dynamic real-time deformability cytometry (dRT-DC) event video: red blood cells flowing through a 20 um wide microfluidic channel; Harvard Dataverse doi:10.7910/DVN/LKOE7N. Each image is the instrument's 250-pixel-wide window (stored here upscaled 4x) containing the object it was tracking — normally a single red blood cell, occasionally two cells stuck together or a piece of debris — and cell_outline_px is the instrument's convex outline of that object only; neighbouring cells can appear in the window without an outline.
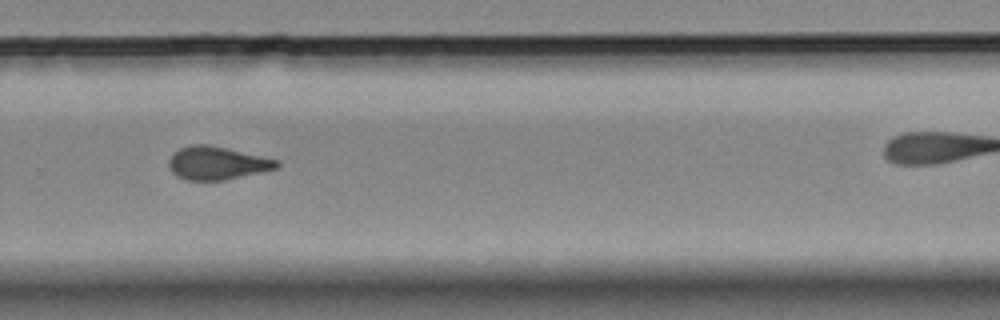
{"species": "Egyptian fruit bat (a non-hibernating species)", "species_latin": "Rousettus aegyptiacus", "temperature_condition": "room temperature", "stored_images_in_passage": 12, "camera_frame_rate_fps": 3000, "um_per_image_px": 0.085, "animal": {"sex": "female"}, "frame": {"image": 1, "passage_image": 10, "time_ms": 11.333, "image_size_px": [1000, 320], "cell_outline_px": [[280, 164], [276, 168], [224, 180], [188, 180], [176, 176], [172, 172], [168, 164], [168, 160], [180, 148], [192, 144], [208, 144], [280, 160]], "centroid_in_image_um": [18.43, 13.86], "position_along_channel_um": 311.4, "area_um2": 20.58}}